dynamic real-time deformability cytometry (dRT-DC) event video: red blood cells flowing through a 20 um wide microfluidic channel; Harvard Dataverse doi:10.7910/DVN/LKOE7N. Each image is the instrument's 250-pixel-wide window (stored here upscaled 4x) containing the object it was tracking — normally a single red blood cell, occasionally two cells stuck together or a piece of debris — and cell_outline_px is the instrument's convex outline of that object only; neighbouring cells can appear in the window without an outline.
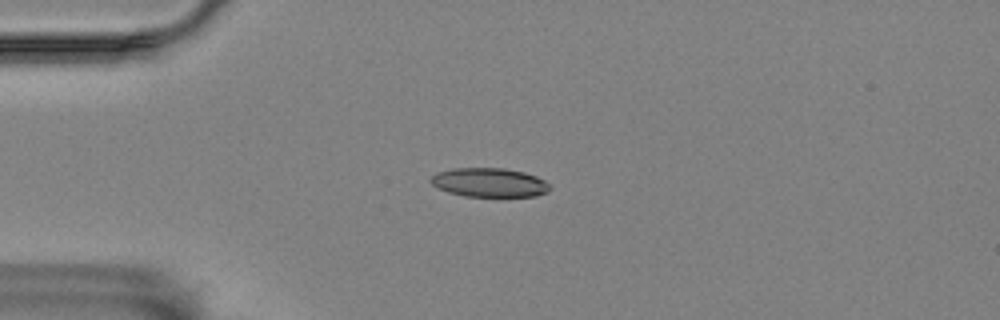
{"species": "Egyptian fruit bat (a non-hibernating species)", "species_latin": "Rousettus aegyptiacus", "temperature_condition": "room temperature", "stored_images_in_passage": 6, "camera_frame_rate_fps": 3000, "um_per_image_px": 0.085, "animal": {"sex": "female"}, "frame": {"image": 1, "passage_image": 3, "time_ms": 2.333, "image_size_px": [1000, 320], "cell_outline_px": [[552, 188], [548, 192], [536, 196], [464, 196], [448, 192], [436, 188], [428, 180], [436, 172], [452, 168], [504, 168], [524, 172], [536, 176], [544, 180]], "centroid_in_image_um": [41.57, 15.51], "position_along_channel_um": 43.4, "area_um2": 20.29}}
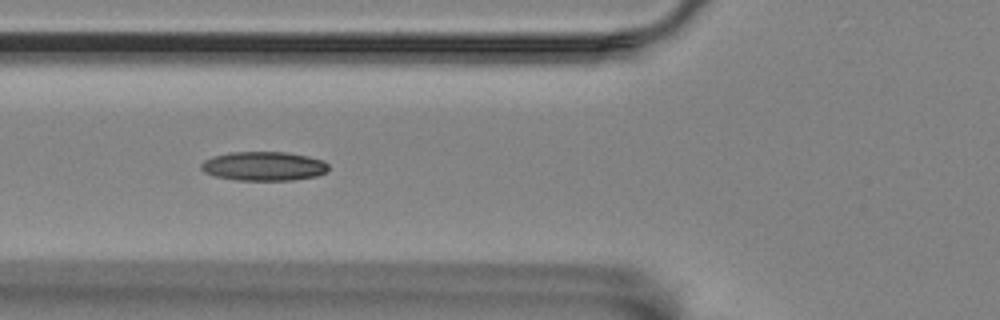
{"frame": {"image": 2, "passage_image": 5, "time_ms": 4.667, "image_size_px": [1000, 320], "cell_outline_px": [[328, 172], [316, 176], [292, 180], [236, 180], [216, 176], [204, 172], [200, 168], [200, 164], [204, 160], [212, 156], [232, 152], [288, 152], [308, 156], [324, 160], [328, 164]], "centroid_in_image_um": [22.43, 14.12], "position_along_channel_um": 103.4, "area_um2": 21.73}}